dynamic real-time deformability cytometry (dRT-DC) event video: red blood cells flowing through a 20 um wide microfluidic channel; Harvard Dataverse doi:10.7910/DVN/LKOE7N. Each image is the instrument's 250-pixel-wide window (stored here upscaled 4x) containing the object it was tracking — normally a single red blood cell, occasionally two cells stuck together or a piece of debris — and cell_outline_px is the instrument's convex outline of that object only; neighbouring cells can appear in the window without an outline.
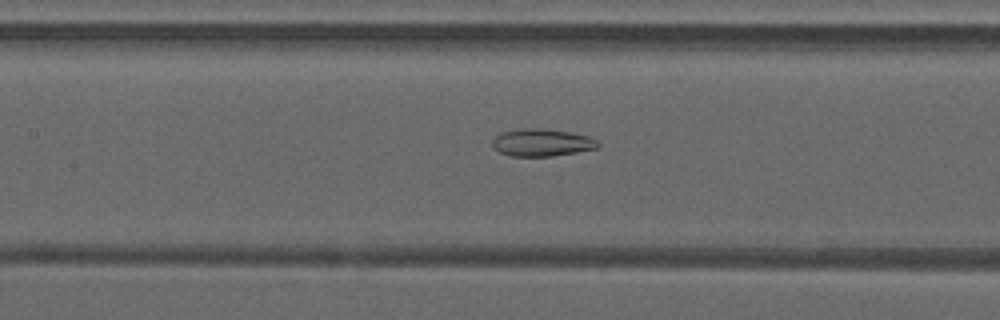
{"species": "common noctule bat (a hibernating species)", "species_latin": "Nyctalus noctula", "temperature_condition": "warm", "stored_images_in_passage": 45, "camera_frame_rate_fps": 3000, "um_per_image_px": 0.085, "animal": {"sex": "male", "forearm_length_mm": 52.5}, "frame": {"image": 1, "passage_image": 23, "time_ms": 7.333, "image_size_px": [1000, 320], "cell_outline_px": [[600, 148], [552, 156], [512, 156], [500, 152], [492, 144], [492, 140], [500, 132], [516, 128], [540, 128], [568, 132], [588, 136], [596, 140], [600, 144]], "centroid_in_image_um": [46.05, 12.11], "position_along_channel_um": 161.3, "area_um2": 16.88}}
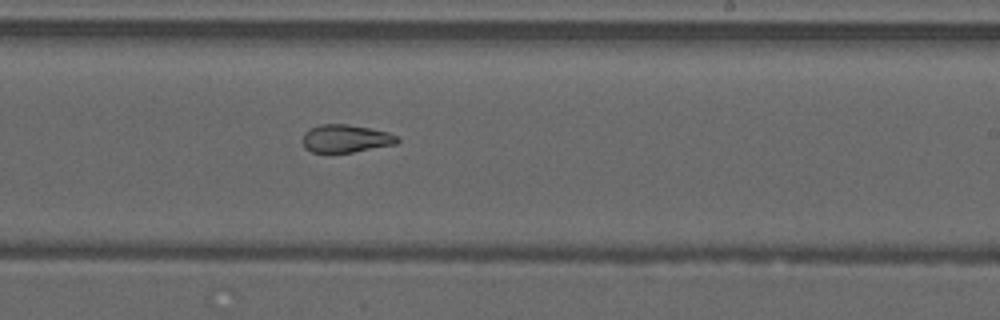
{"frame": {"image": 2, "passage_image": 30, "time_ms": 9.667, "image_size_px": [1000, 320], "cell_outline_px": [[400, 140], [396, 144], [352, 152], [312, 152], [304, 148], [304, 132], [320, 124], [348, 124], [388, 132], [400, 136]], "centroid_in_image_um": [29.43, 11.77], "position_along_channel_um": 259.6, "area_um2": 15.26}}
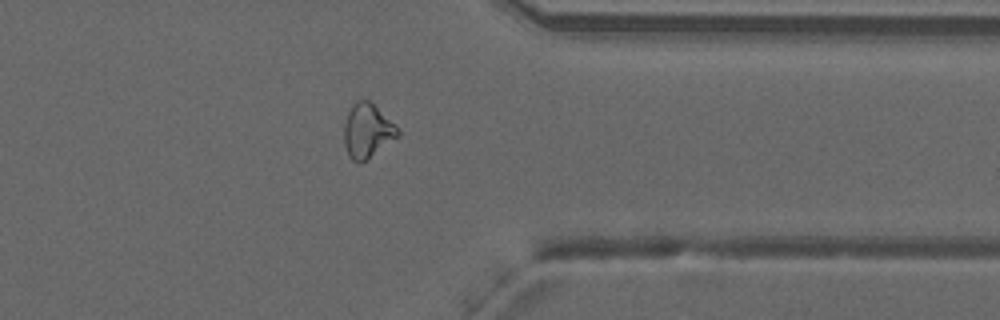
{"frame": {"image": 3, "passage_image": 39, "time_ms": 12.667, "image_size_px": [1000, 320], "cell_outline_px": [[400, 136], [360, 164], [356, 164], [348, 156], [344, 144], [344, 124], [348, 112], [352, 104], [356, 100], [368, 100], [400, 128]], "centroid_in_image_um": [31.22, 11.15], "position_along_channel_um": 380.2, "area_um2": 17.17}}